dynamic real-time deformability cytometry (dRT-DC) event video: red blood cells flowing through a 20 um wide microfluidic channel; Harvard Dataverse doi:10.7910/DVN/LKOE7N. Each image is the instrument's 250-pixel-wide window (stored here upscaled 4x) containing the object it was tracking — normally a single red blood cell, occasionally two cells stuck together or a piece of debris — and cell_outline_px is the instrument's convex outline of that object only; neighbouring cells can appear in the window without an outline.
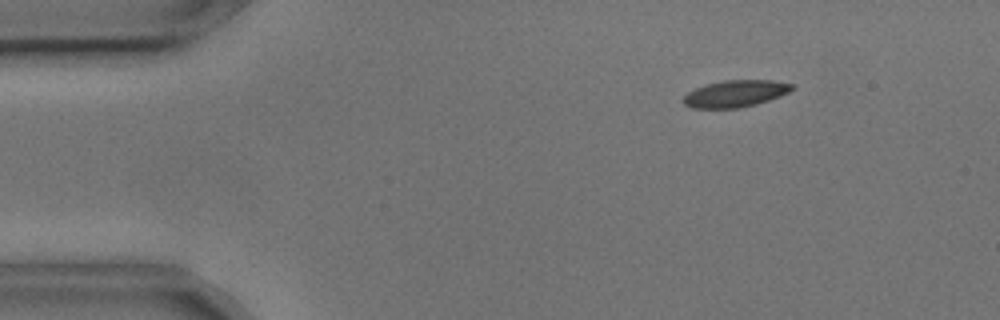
{"species": "common noctule bat (a hibernating species)", "species_latin": "Nyctalus noctula", "temperature_condition": "cold", "stored_images_in_passage": 4, "camera_frame_rate_fps": 3000, "um_per_image_px": 0.085, "animal": {"sex": "male", "body_mass_g": 17.9, "forearm_length_mm": 54.2}, "frame": {"image": 1, "passage_image": 2, "time_ms": 0.333, "image_size_px": [1000, 320], "cell_outline_px": [[796, 88], [780, 96], [756, 104], [740, 108], [692, 108], [684, 104], [684, 96], [688, 92], [696, 88], [708, 84], [724, 80], [772, 80], [792, 84]], "centroid_in_image_um": [62.53, 7.96], "position_along_channel_um": 22.5, "area_um2": 16.88}}